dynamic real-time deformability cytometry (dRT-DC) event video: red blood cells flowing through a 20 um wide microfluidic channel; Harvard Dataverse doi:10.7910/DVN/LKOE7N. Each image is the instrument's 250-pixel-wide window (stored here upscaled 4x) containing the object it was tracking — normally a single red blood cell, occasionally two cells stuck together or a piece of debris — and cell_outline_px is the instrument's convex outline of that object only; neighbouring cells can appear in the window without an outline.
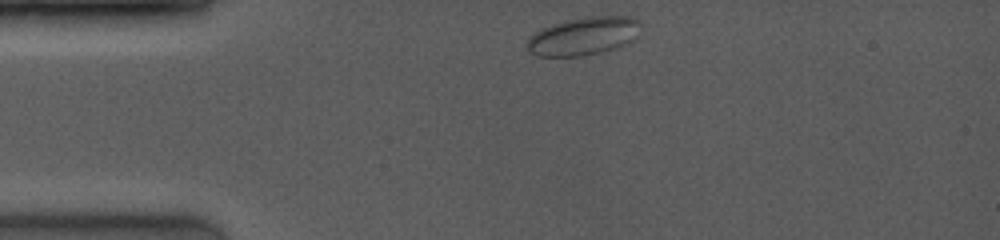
{"species": "common noctule bat (a hibernating species)", "species_latin": "Nyctalus noctula", "temperature_condition": "room temperature", "stored_images_in_passage": 39, "camera_frame_rate_fps": 4000, "um_per_image_px": 0.085, "animal": {"sex": "female", "body_mass_g": 19.0, "forearm_length_mm": 53.3}, "frame": {"image": 1, "passage_image": 1, "time_ms": 0.0, "image_size_px": [1000, 240], "cell_outline_px": [[640, 24], [636, 36], [624, 44], [600, 52], [580, 56], [536, 56], [524, 48], [524, 44], [536, 32], [544, 28], [564, 20], [592, 16], [632, 16], [640, 20]], "centroid_in_image_um": [49.56, 3.06], "position_along_channel_um": 35.4, "area_um2": 24.97}}
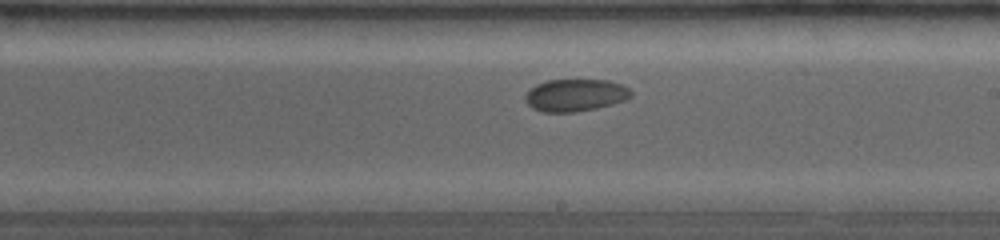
{"frame": {"image": 2, "passage_image": 21, "time_ms": 6.5, "image_size_px": [1000, 240], "cell_outline_px": [[632, 96], [624, 100], [612, 104], [596, 108], [576, 112], [544, 112], [532, 108], [524, 100], [524, 96], [536, 84], [548, 80], [608, 80], [620, 84], [628, 88], [632, 92]], "centroid_in_image_um": [48.89, 8.09], "position_along_channel_um": 240.1, "area_um2": 19.83}}
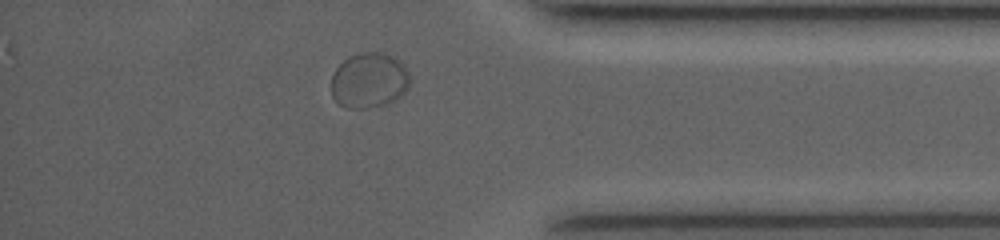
{"frame": {"image": 3, "passage_image": 35, "time_ms": 11.0, "image_size_px": [1000, 240], "cell_outline_px": [[408, 88], [396, 100], [388, 104], [368, 108], [344, 108], [332, 96], [332, 76], [336, 68], [348, 56], [360, 52], [380, 52], [392, 56], [404, 64], [408, 72]], "centroid_in_image_um": [31.37, 6.84], "position_along_channel_um": 403.8, "area_um2": 25.43}}